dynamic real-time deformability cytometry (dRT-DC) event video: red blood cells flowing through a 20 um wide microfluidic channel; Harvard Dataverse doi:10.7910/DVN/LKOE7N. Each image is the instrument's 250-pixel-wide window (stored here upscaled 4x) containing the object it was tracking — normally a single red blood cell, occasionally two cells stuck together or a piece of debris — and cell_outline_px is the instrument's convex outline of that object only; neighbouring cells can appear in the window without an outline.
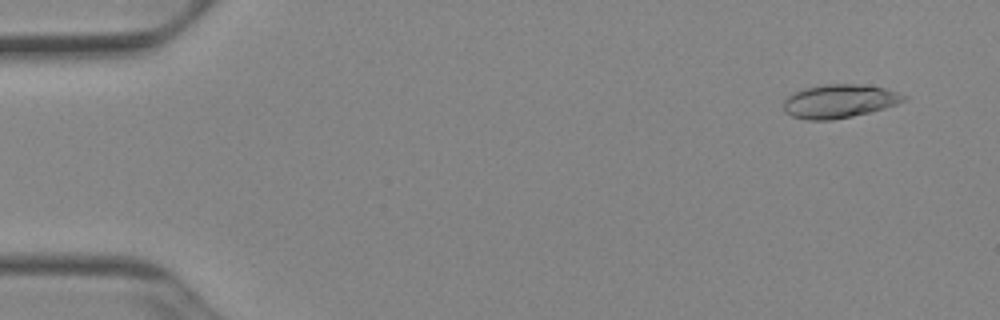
{"species": "Egyptian fruit bat (a non-hibernating species)", "species_latin": "Rousettus aegyptiacus", "temperature_condition": "cold", "stored_images_in_passage": 52, "camera_frame_rate_fps": 3000, "um_per_image_px": 0.085, "animal": {"sex": "female"}, "frame": {"image": 1, "passage_image": 4, "time_ms": 1.0, "image_size_px": [1000, 320], "cell_outline_px": [[908, 96], [904, 100], [896, 104], [884, 108], [852, 116], [832, 120], [808, 120], [792, 116], [784, 112], [784, 100], [792, 92], [804, 88], [824, 84], [856, 84], [884, 88]], "centroid_in_image_um": [71.29, 8.6], "position_along_channel_um": 13.7, "area_um2": 23.35}}
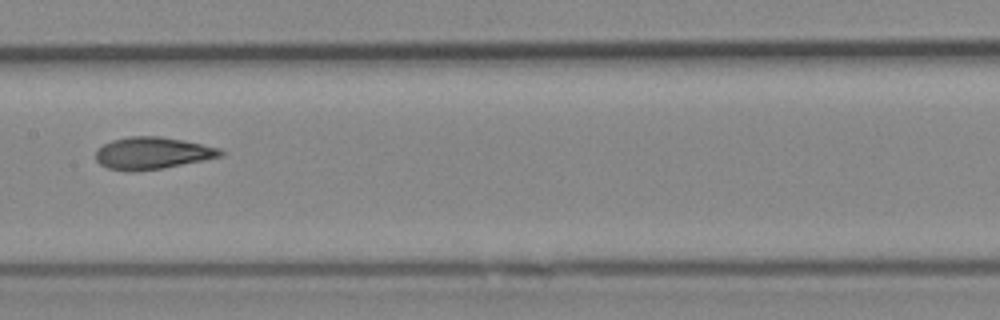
{"frame": {"image": 2, "passage_image": 27, "time_ms": 8.667, "image_size_px": [1000, 320], "cell_outline_px": [[224, 152], [220, 156], [160, 168], [132, 172], [128, 172], [108, 168], [100, 164], [96, 160], [96, 148], [112, 140], [128, 136], [160, 136], [184, 140], [220, 148]], "centroid_in_image_um": [12.88, 13.0], "position_along_channel_um": 194.5, "area_um2": 23.12}}
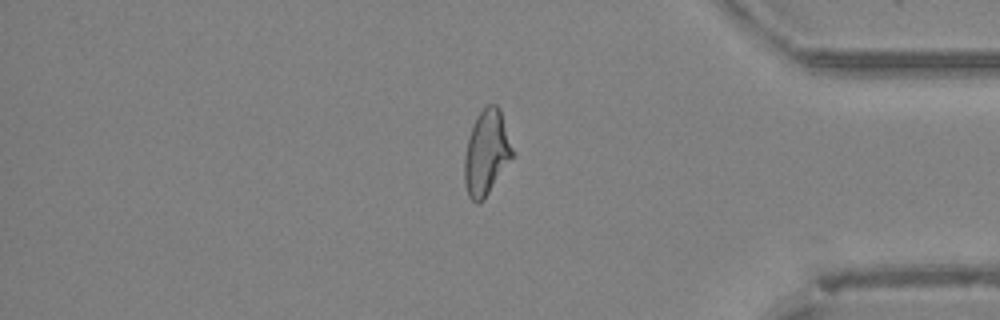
{"frame": {"image": 3, "passage_image": 44, "time_ms": 14.333, "image_size_px": [1000, 320], "cell_outline_px": [[512, 156], [484, 200], [480, 204], [476, 204], [468, 196], [464, 184], [464, 156], [468, 140], [476, 116], [488, 104], [496, 104], [500, 108], [512, 148]], "centroid_in_image_um": [41.31, 13.01], "position_along_channel_um": 393.9, "area_um2": 23.41}, "authors_computed_cell_mechanics": {"area_um2": 23.1778, "velocity_mm_per_s": 3.935, "shape_relaxation_time_tau1_ms": 9.4765, "shape_relaxation_time_tau2_ms": 1.8156, "deformation_change_tau1": 0.2531, "deformation_change_tau2": 0.0915}}